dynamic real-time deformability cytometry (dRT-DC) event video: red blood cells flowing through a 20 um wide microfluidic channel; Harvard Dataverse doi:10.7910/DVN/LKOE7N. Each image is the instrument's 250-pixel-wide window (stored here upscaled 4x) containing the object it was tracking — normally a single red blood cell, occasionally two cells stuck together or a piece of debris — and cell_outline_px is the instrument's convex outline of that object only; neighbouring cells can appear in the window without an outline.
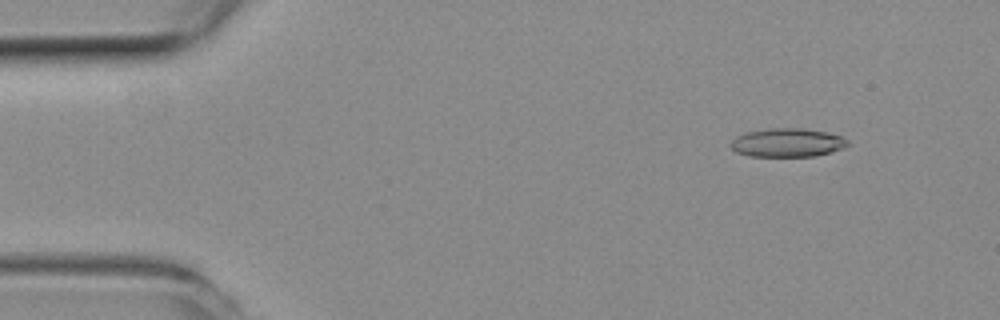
{"species": "common noctule bat (a hibernating species)", "species_latin": "Nyctalus noctula", "temperature_condition": "room temperature", "stored_images_in_passage": 49, "camera_frame_rate_fps": 3000, "um_per_image_px": 0.085, "animal": {"sex": "female", "body_mass_g": 19.3, "forearm_length_mm": 54.1}, "frame": {"image": 1, "passage_image": 3, "time_ms": 0.667, "image_size_px": [1000, 320], "cell_outline_px": [[848, 144], [844, 148], [816, 156], [748, 156], [736, 152], [728, 144], [736, 136], [744, 132], [768, 128], [804, 128], [828, 132], [840, 136], [848, 140]], "centroid_in_image_um": [66.9, 12.11], "position_along_channel_um": 18.1, "area_um2": 19.71}}
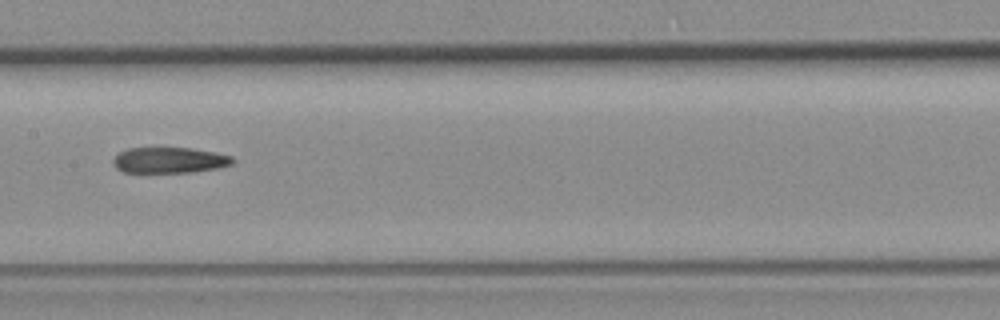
{"frame": {"image": 2, "passage_image": 23, "time_ms": 7.333, "image_size_px": [1000, 320], "cell_outline_px": [[236, 160], [232, 164], [216, 168], [192, 172], [124, 172], [116, 168], [112, 164], [112, 160], [120, 152], [128, 148], [192, 148], [216, 152], [232, 156]], "centroid_in_image_um": [14.42, 13.61], "position_along_channel_um": 193.0, "area_um2": 17.98}}
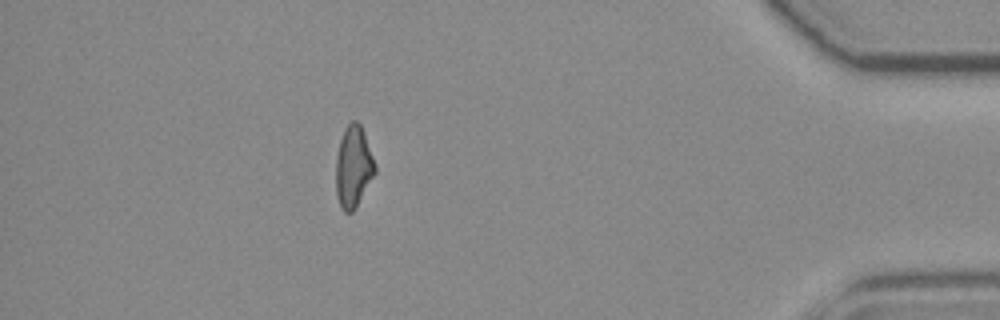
{"frame": {"image": 3, "passage_image": 43, "time_ms": 14.0, "image_size_px": [1000, 320], "cell_outline_px": [[376, 172], [356, 208], [352, 212], [344, 212], [340, 208], [336, 196], [336, 156], [340, 140], [344, 128], [352, 120], [356, 120], [360, 124], [376, 164]], "centroid_in_image_um": [30.03, 14.2], "position_along_channel_um": 405.2, "area_um2": 18.73}, "authors_computed_cell_mechanics": {"area_um2": 19.363, "velocity_mm_per_s": 3.9787, "shape_relaxation_time_tau1_ms": null, "shape_relaxation_time_tau2_ms": 4.423, "deformation_change_tau1": null, "deformation_change_tau2": 0.1534}}